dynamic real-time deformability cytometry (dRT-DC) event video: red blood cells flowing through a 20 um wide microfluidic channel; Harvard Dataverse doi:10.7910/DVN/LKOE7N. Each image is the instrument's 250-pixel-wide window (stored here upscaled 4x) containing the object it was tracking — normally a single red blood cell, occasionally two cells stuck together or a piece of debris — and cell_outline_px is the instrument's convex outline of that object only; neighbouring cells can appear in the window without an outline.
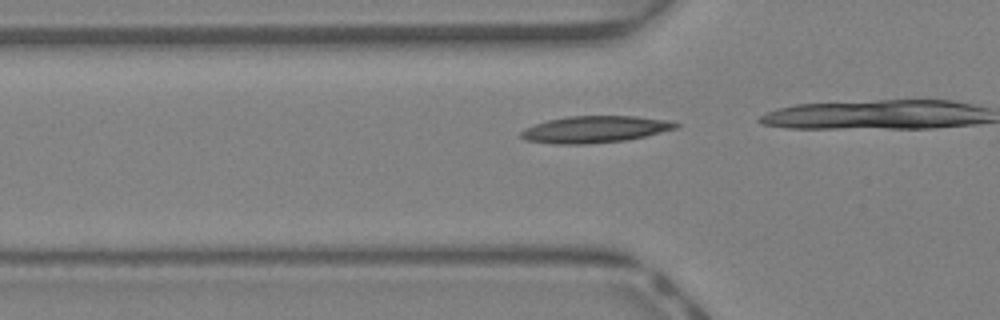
{"species": "Egyptian fruit bat (a non-hibernating species)", "species_latin": "Rousettus aegyptiacus", "temperature_condition": "warm", "stored_images_in_passage": 15, "camera_frame_rate_fps": 3000, "um_per_image_px": 0.085, "animal": {"sex": "female"}, "frame": {"image": 1, "passage_image": 12, "time_ms": 3.667, "image_size_px": [1000, 320], "cell_outline_px": [[680, 128], [628, 140], [584, 144], [556, 144], [524, 140], [520, 136], [520, 132], [524, 128], [548, 120], [568, 116], [636, 116], [668, 120], [680, 124]], "centroid_in_image_um": [50.59, 10.99], "position_along_channel_um": 75.2, "area_um2": 24.28}}